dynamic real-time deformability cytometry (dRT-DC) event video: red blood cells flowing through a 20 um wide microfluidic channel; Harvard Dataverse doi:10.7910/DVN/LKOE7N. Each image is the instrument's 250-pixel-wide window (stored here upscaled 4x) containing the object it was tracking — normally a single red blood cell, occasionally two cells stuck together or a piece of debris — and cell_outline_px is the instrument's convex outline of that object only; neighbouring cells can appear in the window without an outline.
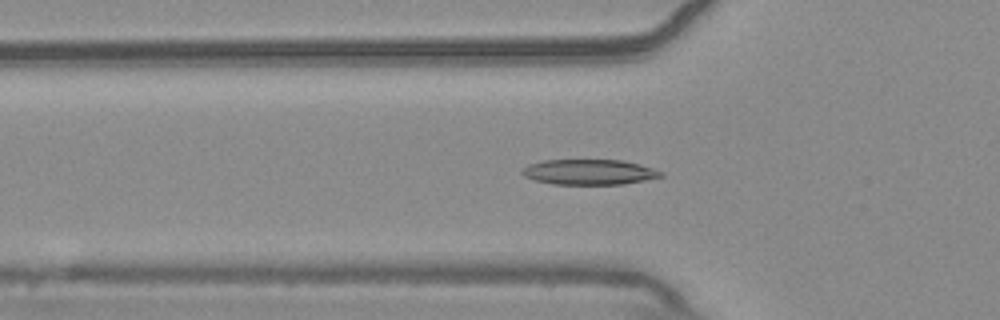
{"species": "common noctule bat (a hibernating species)", "species_latin": "Nyctalus noctula", "temperature_condition": "warm", "stored_images_in_passage": 55, "camera_frame_rate_fps": 3000, "um_per_image_px": 0.085, "animal": {"sex": "male", "body_mass_g": 20.4}, "frame": {"image": 1, "passage_image": 18, "time_ms": 5.667, "image_size_px": [1000, 320], "cell_outline_px": [[664, 176], [624, 184], [552, 184], [536, 180], [524, 176], [520, 172], [528, 164], [544, 160], [624, 160], [640, 164], [664, 172]], "centroid_in_image_um": [50.1, 14.62], "position_along_channel_um": 75.7, "area_um2": 20.46}}
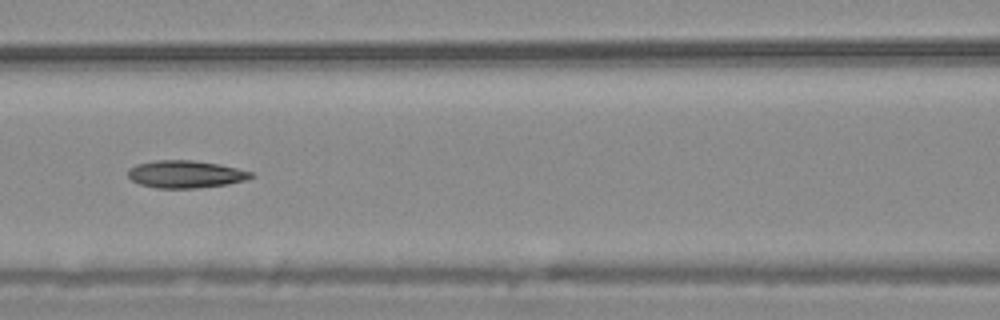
{"frame": {"image": 2, "passage_image": 24, "time_ms": 7.667, "image_size_px": [1000, 320], "cell_outline_px": [[256, 176], [244, 180], [228, 184], [196, 188], [156, 188], [140, 184], [132, 180], [128, 176], [128, 168], [136, 164], [156, 160], [192, 160], [220, 164], [252, 172]], "centroid_in_image_um": [15.76, 14.8], "position_along_channel_um": 150.8, "area_um2": 19.71}}
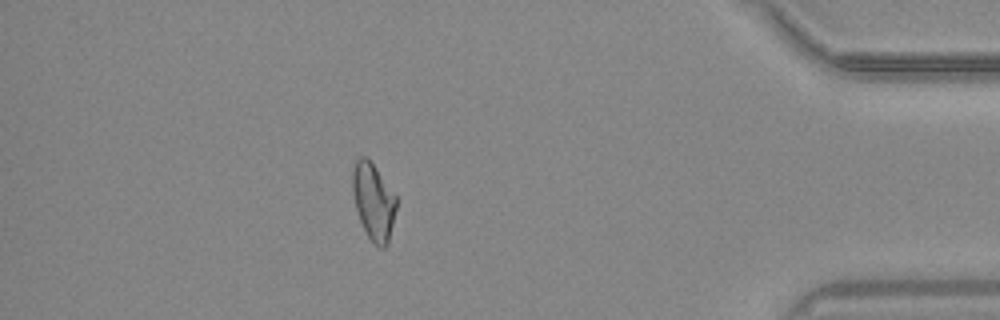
{"frame": {"image": 3, "passage_image": 48, "time_ms": 15.667, "image_size_px": [1000, 320], "cell_outline_px": [[396, 208], [388, 244], [384, 248], [380, 248], [368, 236], [360, 220], [356, 208], [352, 192], [352, 172], [356, 160], [360, 156], [364, 156], [372, 164], [396, 196]], "centroid_in_image_um": [31.73, 17.14], "position_along_channel_um": 403.5, "area_um2": 19.13}, "authors_computed_cell_mechanics": {"area_um2": 19.7676, "velocity_mm_per_s": 3.6943, "shape_relaxation_time_tau1_ms": 7.4468, "shape_relaxation_time_tau2_ms": 6.3865, "deformation_change_tau1": 0.1812, "deformation_change_tau2": 0.157}}